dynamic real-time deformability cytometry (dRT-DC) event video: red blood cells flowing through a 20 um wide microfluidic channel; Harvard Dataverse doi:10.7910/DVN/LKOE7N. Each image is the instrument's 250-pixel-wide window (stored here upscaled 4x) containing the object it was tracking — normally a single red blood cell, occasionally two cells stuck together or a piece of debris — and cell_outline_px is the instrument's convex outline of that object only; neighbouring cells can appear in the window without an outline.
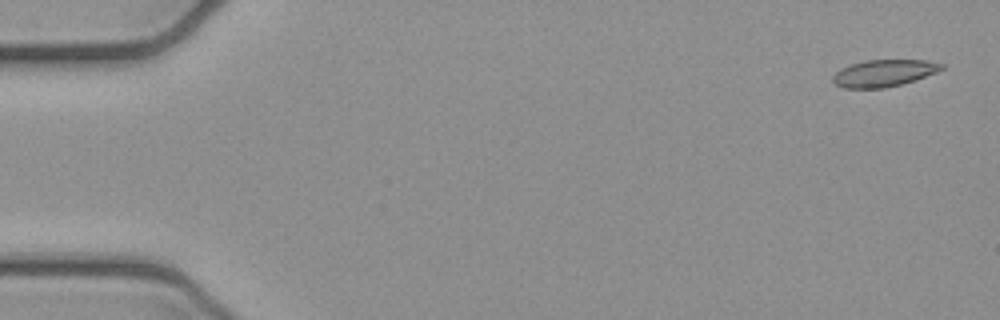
{"species": "common noctule bat (a hibernating species)", "species_latin": "Nyctalus noctula", "temperature_condition": "cold", "stored_images_in_passage": 6, "camera_frame_rate_fps": 3000, "um_per_image_px": 0.085, "animal": {"sex": "female", "body_mass_g": 21.9}, "frame": {"image": 1, "passage_image": 1, "time_ms": 0.0, "image_size_px": [1000, 320], "cell_outline_px": [[944, 68], [936, 72], [916, 80], [884, 88], [844, 88], [832, 84], [832, 76], [840, 68], [864, 60], [924, 60], [944, 64]], "centroid_in_image_um": [75.09, 6.22], "position_along_channel_um": 9.9, "area_um2": 17.11}}
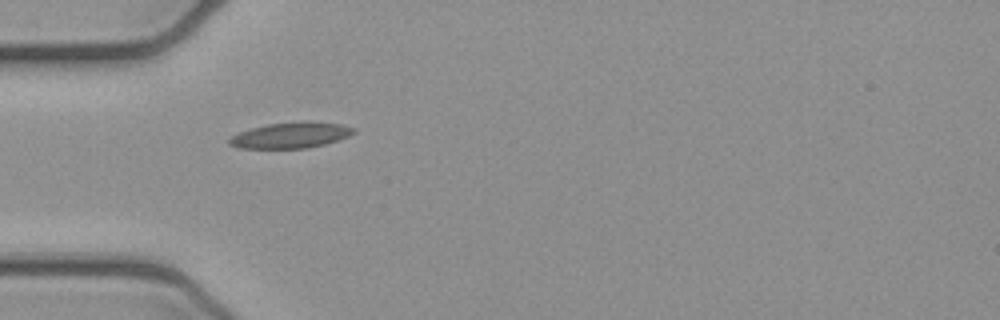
{"frame": {"image": 2, "passage_image": 5, "time_ms": 1.333, "image_size_px": [1000, 320], "cell_outline_px": [[356, 132], [348, 136], [324, 144], [308, 148], [240, 148], [228, 144], [228, 140], [232, 136], [240, 132], [252, 128], [268, 124], [300, 120], [312, 120], [340, 124], [356, 128]], "centroid_in_image_um": [24.75, 11.47], "position_along_channel_um": 60.3, "area_um2": 18.84}}
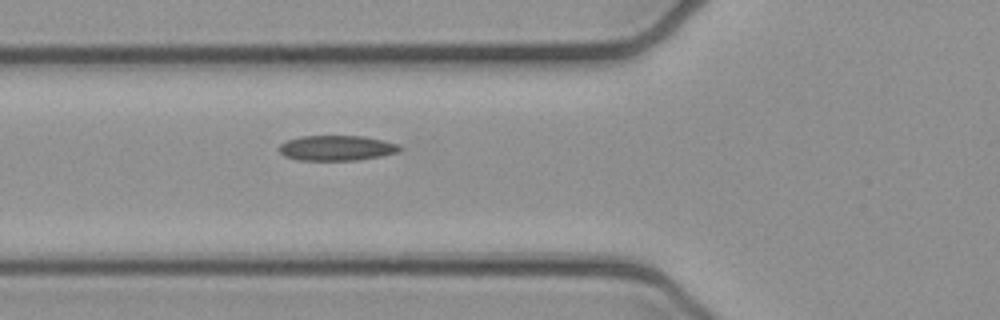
{"frame": {"image": 3, "passage_image": 6, "time_ms": 1.667, "image_size_px": [1000, 320], "cell_outline_px": [[404, 148], [400, 152], [380, 156], [356, 160], [296, 160], [284, 156], [276, 148], [280, 144], [288, 140], [300, 136], [364, 136], [384, 140], [400, 144]], "centroid_in_image_um": [28.64, 12.58], "position_along_channel_um": 97.2, "area_um2": 17.98}}